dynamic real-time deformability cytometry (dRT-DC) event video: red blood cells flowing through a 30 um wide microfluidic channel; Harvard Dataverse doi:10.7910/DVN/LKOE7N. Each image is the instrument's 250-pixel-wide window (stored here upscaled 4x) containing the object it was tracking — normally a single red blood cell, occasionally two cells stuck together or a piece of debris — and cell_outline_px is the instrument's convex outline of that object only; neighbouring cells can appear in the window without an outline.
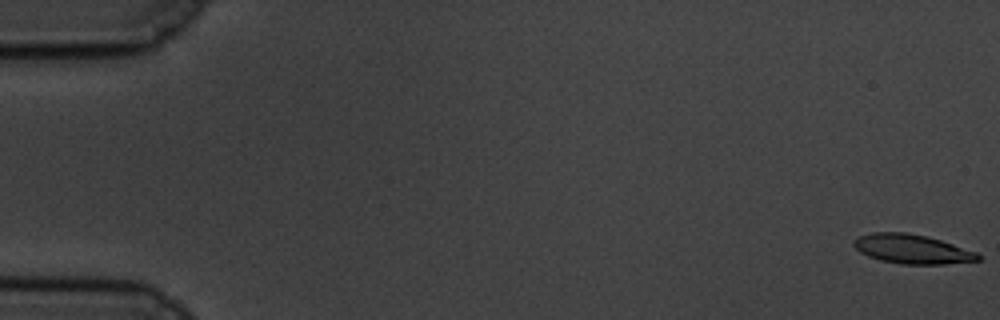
{"species": "common noctule bat (a hibernating species)", "species_latin": "Nyctalus noctula", "temperature_condition": "cold", "stored_images_in_passage": 59, "camera_frame_rate_fps": 3000, "um_per_image_px": 0.085, "animal": {"sex": "male", "body_mass_g": 19.5, "forearm_length_mm": 54.6}, "frame": {"image": 1, "passage_image": 1, "time_ms": 0.0, "image_size_px": [1000, 320], "cell_outline_px": [[980, 260], [944, 264], [900, 264], [880, 260], [868, 256], [860, 252], [852, 244], [852, 240], [860, 236], [872, 232], [904, 232], [928, 236], [976, 252], [980, 256]], "centroid_in_image_um": [77.48, 21.16], "position_along_channel_um": 7.5, "area_um2": 21.1}}
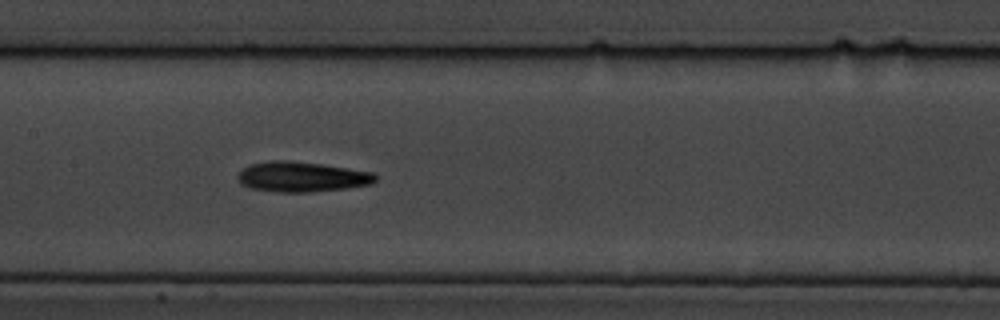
{"frame": {"image": 2, "passage_image": 29, "time_ms": 9.333, "image_size_px": [1000, 320], "cell_outline_px": [[376, 180], [372, 184], [348, 188], [312, 192], [280, 192], [252, 188], [240, 184], [236, 180], [236, 176], [248, 164], [272, 160], [288, 160], [320, 164], [348, 168], [372, 172], [376, 176]], "centroid_in_image_um": [25.63, 15.03], "position_along_channel_um": 181.8, "area_um2": 24.28}}
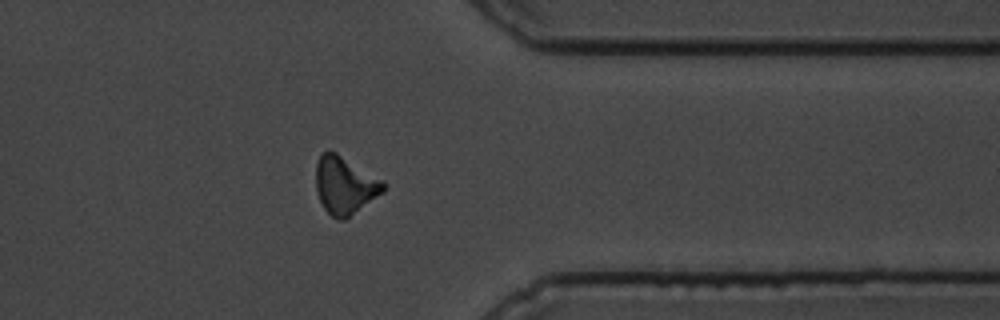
{"frame": {"image": 3, "passage_image": 47, "time_ms": 15.333, "image_size_px": [1000, 320], "cell_outline_px": [[384, 192], [344, 220], [336, 220], [324, 208], [320, 200], [316, 188], [316, 164], [320, 156], [328, 148], [336, 152], [384, 180]], "centroid_in_image_um": [29.31, 15.73], "position_along_channel_um": 382.1, "area_um2": 22.66}, "authors_computed_cell_mechanics": {"area_um2": 21.8484, "velocity_mm_per_s": 3.4795, "shape_relaxation_time_tau1_ms": 3.4348, "shape_relaxation_time_tau2_ms": null, "deformation_change_tau1": 0.1325, "deformation_change_tau2": null}}